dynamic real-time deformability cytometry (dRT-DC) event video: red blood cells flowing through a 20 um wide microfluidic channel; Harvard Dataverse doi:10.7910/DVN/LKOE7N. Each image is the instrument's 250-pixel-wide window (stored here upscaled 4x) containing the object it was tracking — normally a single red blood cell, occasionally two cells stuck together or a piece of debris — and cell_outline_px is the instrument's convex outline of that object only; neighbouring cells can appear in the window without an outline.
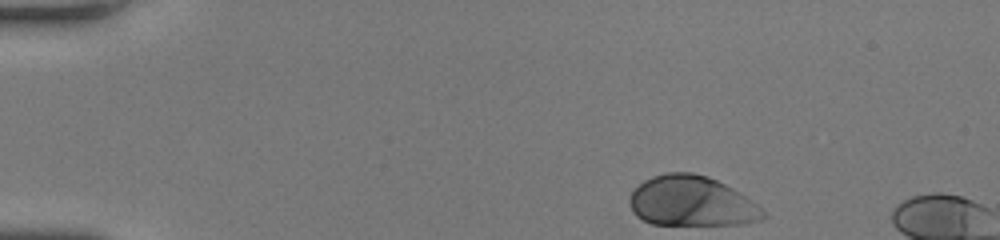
{"species": "human", "species_latin": "Homo sapiens", "temperature_condition": "room temperature", "stored_images_in_passage": 7, "camera_frame_rate_fps": 3000, "um_per_image_px": 0.085, "donor": {"sex": "female"}, "frame": {"image": 1, "passage_image": 1, "time_ms": 0.0, "image_size_px": [1000, 240], "cell_outline_px": [[768, 216], [760, 220], [740, 224], [652, 224], [636, 216], [628, 200], [628, 196], [644, 180], [652, 176], [668, 172], [692, 172], [708, 176], [732, 188], [752, 200]], "centroid_in_image_um": [58.77, 17.1], "position_along_channel_um": 26.2, "area_um2": 38.84}}